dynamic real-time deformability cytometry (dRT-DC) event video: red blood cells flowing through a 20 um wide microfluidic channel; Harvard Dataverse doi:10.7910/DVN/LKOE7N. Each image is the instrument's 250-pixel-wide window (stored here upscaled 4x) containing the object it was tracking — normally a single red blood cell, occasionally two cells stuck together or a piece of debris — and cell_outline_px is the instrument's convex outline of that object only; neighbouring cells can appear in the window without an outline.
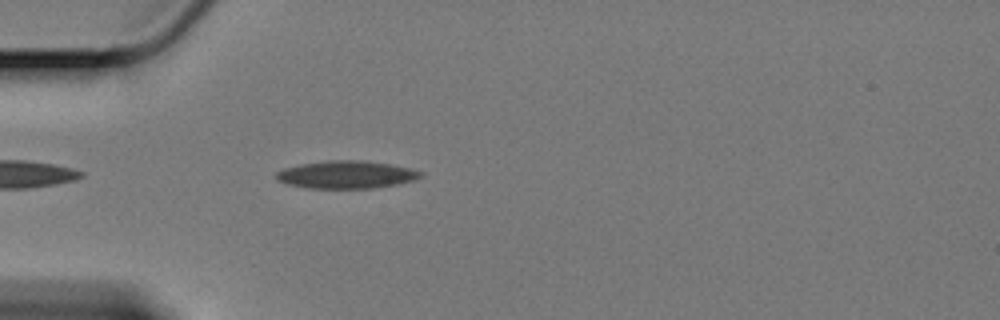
{"species": "Egyptian fruit bat (a non-hibernating species)", "species_latin": "Rousettus aegyptiacus", "temperature_condition": "cold", "stored_images_in_passage": 23, "camera_frame_rate_fps": 3000, "um_per_image_px": 0.085, "animal": {"sex": "female"}, "frame": {"image": 1, "passage_image": 4, "time_ms": 1.0, "image_size_px": [1000, 320], "cell_outline_px": [[424, 172], [420, 176], [412, 180], [396, 184], [372, 188], [308, 188], [288, 184], [276, 180], [276, 172], [284, 168], [300, 164], [328, 160], [360, 160], [388, 164], [408, 168]], "centroid_in_image_um": [29.38, 14.84], "position_along_channel_um": 55.6, "area_um2": 23.0}}
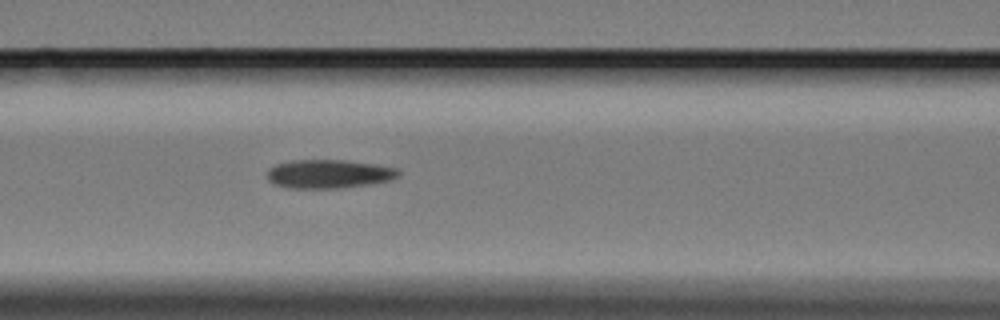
{"frame": {"image": 2, "passage_image": 12, "time_ms": 3.667, "image_size_px": [1000, 320], "cell_outline_px": [[400, 172], [396, 176], [388, 180], [368, 184], [336, 188], [288, 188], [276, 184], [268, 180], [268, 168], [276, 164], [292, 160], [344, 160], [376, 164], [400, 168]], "centroid_in_image_um": [27.93, 14.77], "position_along_channel_um": 138.7, "area_um2": 21.79}}
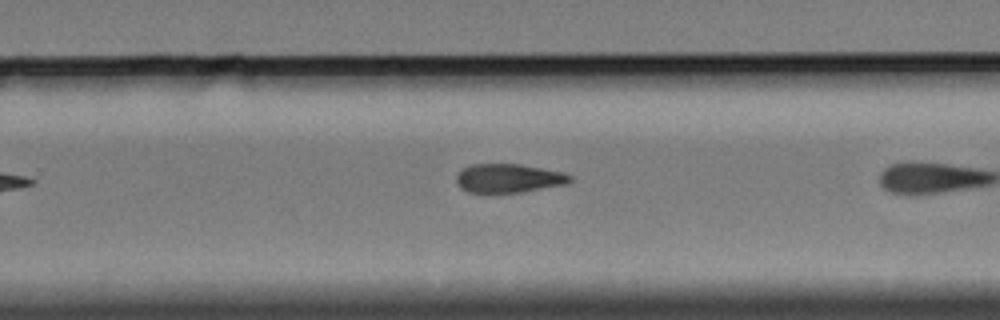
{"frame": {"image": 3, "passage_image": 22, "time_ms": 7.0, "image_size_px": [1000, 320], "cell_outline_px": [[572, 180], [568, 184], [524, 192], [492, 196], [468, 192], [460, 188], [456, 180], [456, 172], [460, 168], [472, 164], [520, 164], [564, 172], [572, 176]], "centroid_in_image_um": [43.18, 15.19], "position_along_channel_um": 286.6, "area_um2": 20.17}}